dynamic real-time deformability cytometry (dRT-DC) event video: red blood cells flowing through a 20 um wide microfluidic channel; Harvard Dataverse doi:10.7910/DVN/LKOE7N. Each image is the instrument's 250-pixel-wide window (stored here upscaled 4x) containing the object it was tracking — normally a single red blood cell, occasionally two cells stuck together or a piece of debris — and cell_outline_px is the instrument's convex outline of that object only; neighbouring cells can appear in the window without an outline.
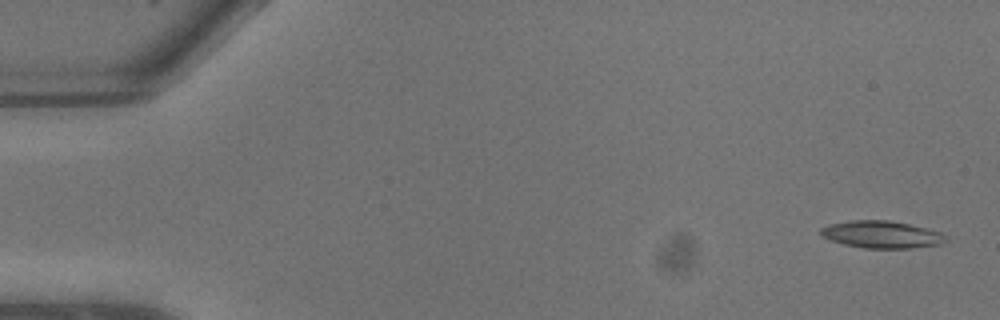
{"species": "common noctule bat (a hibernating species)", "species_latin": "Nyctalus noctula", "temperature_condition": "warm", "stored_images_in_passage": 7, "camera_frame_rate_fps": 3000, "um_per_image_px": 0.085, "animal": {"sex": "male", "body_mass_g": 13.3}, "frame": {"image": 1, "passage_image": 1, "time_ms": 0.0, "image_size_px": [1000, 320], "cell_outline_px": [[948, 236], [940, 244], [912, 248], [864, 248], [844, 244], [820, 236], [820, 228], [832, 224], [852, 220], [888, 220], [928, 228], [940, 232]], "centroid_in_image_um": [74.94, 19.93], "position_along_channel_um": 10.1, "area_um2": 19.71}}
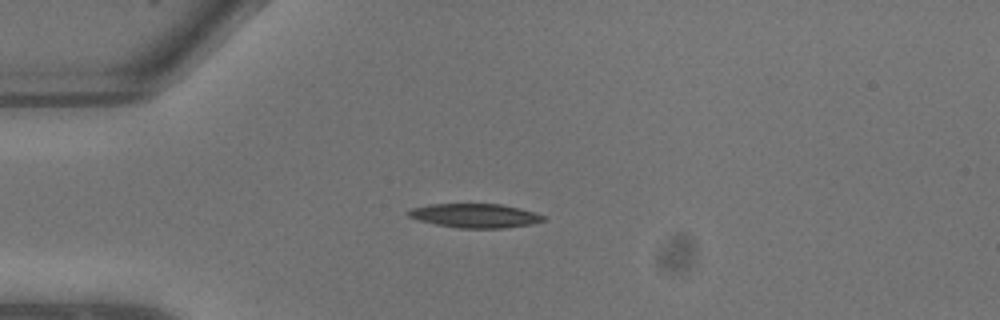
{"frame": {"image": 2, "passage_image": 6, "time_ms": 1.667, "image_size_px": [1000, 320], "cell_outline_px": [[544, 220], [532, 224], [504, 228], [460, 228], [436, 224], [420, 220], [408, 216], [404, 212], [412, 208], [428, 204], [500, 204], [520, 208], [536, 212], [544, 216]], "centroid_in_image_um": [40.37, 18.32], "position_along_channel_um": 44.6, "area_um2": 18.9}}